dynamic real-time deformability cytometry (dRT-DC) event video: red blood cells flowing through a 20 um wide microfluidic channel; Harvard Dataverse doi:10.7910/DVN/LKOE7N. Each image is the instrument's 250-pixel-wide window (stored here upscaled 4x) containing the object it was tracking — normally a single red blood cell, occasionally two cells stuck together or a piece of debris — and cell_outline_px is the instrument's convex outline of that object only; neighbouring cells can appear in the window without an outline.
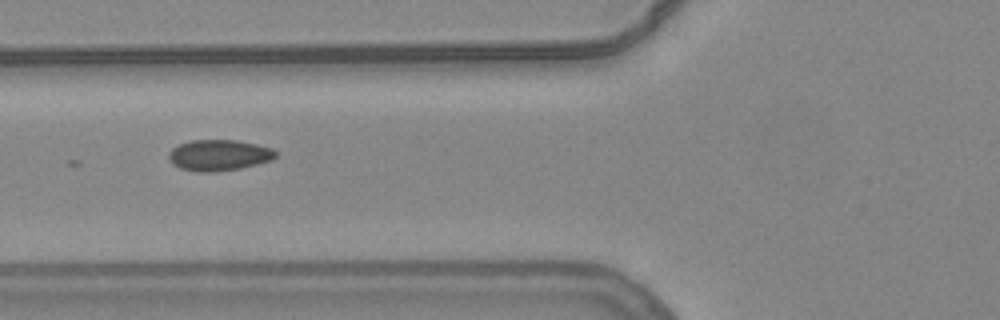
{"species": "common noctule bat (a hibernating species)", "species_latin": "Nyctalus noctula", "temperature_condition": "warm", "stored_images_in_passage": 42, "camera_frame_rate_fps": 3000, "um_per_image_px": 0.085, "animal": {"sex": "female", "body_mass_g": 24.6, "forearm_length_mm": 56.2}, "frame": {"image": 1, "passage_image": 12, "time_ms": 3.667, "image_size_px": [1000, 320], "cell_outline_px": [[276, 156], [272, 160], [240, 168], [212, 172], [196, 172], [180, 168], [172, 164], [168, 156], [168, 152], [172, 148], [180, 144], [192, 140], [236, 140], [256, 144], [272, 148], [276, 152]], "centroid_in_image_um": [18.59, 13.19], "position_along_channel_um": 107.2, "area_um2": 19.31}}
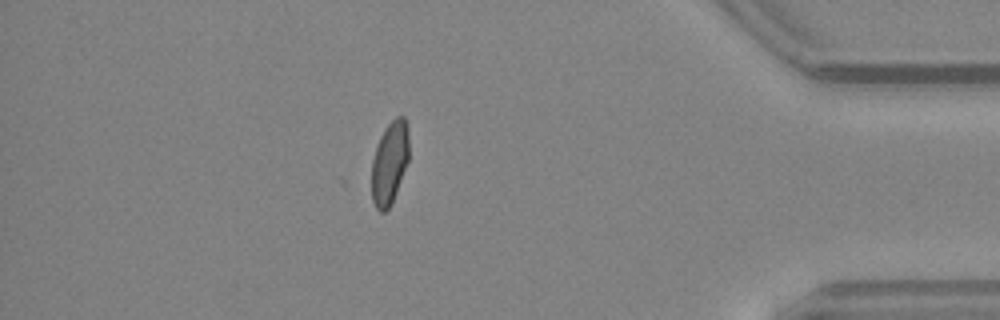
{"frame": {"image": 2, "passage_image": 38, "time_ms": 12.333, "image_size_px": [1000, 320], "cell_outline_px": [[408, 160], [392, 204], [384, 212], [380, 212], [376, 208], [372, 200], [372, 160], [380, 136], [384, 128], [396, 116], [404, 116], [408, 124]], "centroid_in_image_um": [33.12, 13.83], "position_along_channel_um": 402.1, "area_um2": 18.03}}